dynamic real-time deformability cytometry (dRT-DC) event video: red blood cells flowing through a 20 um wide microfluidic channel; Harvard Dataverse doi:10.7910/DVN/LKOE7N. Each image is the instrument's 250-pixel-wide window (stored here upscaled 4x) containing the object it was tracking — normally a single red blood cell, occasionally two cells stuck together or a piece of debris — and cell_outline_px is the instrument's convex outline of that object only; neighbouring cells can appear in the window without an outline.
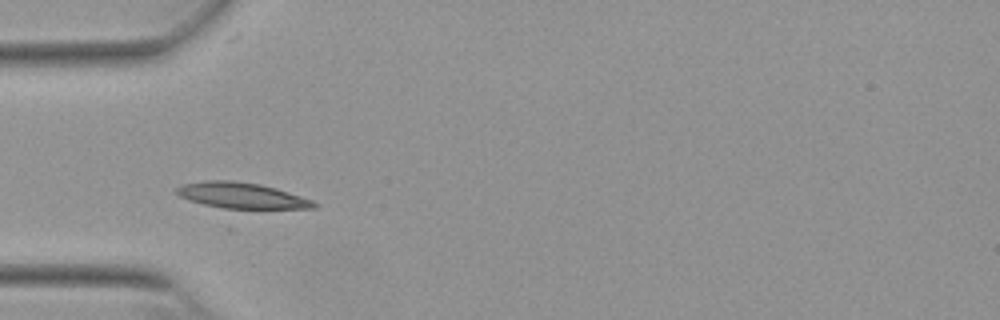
{"species": "Egyptian fruit bat (a non-hibernating species)", "species_latin": "Rousettus aegyptiacus", "temperature_condition": "warm", "stored_images_in_passage": 16, "camera_frame_rate_fps": 3000, "um_per_image_px": 0.085, "animal": {"sex": "female"}, "frame": {"image": 1, "passage_image": 1, "time_ms": 0.0, "image_size_px": [1000, 320], "cell_outline_px": [[320, 204], [316, 208], [224, 208], [204, 204], [188, 200], [180, 196], [176, 192], [176, 188], [184, 184], [204, 180], [232, 180], [260, 184], [276, 188], [312, 200]], "centroid_in_image_um": [20.54, 16.61], "position_along_channel_um": 64.5, "area_um2": 20.46}}
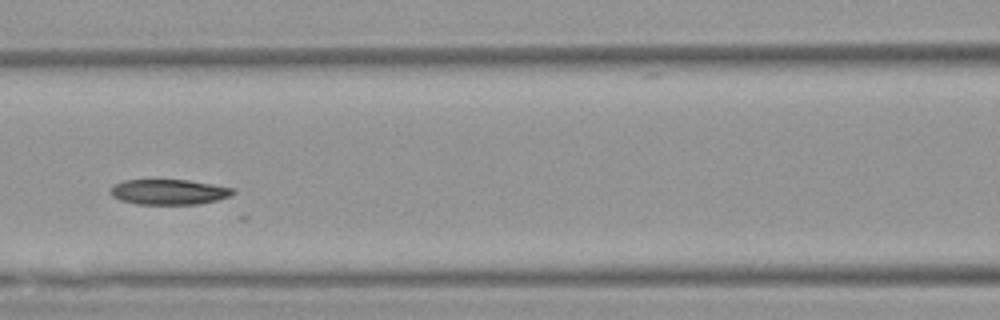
{"frame": {"image": 2, "passage_image": 8, "time_ms": 2.333, "image_size_px": [1000, 320], "cell_outline_px": [[236, 192], [232, 196], [200, 204], [136, 204], [120, 200], [112, 196], [108, 192], [116, 184], [124, 180], [188, 180], [236, 188]], "centroid_in_image_um": [14.4, 16.32], "position_along_channel_um": 152.2, "area_um2": 18.15}}
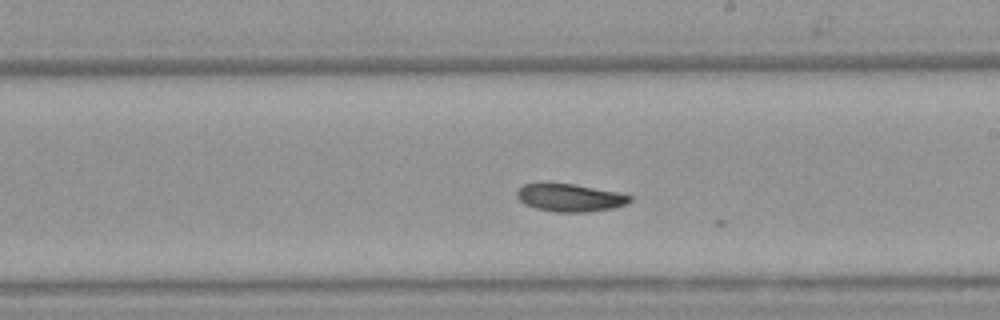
{"frame": {"image": 3, "passage_image": 15, "time_ms": 4.667, "image_size_px": [1000, 320], "cell_outline_px": [[632, 200], [628, 204], [612, 208], [584, 212], [552, 212], [536, 208], [524, 204], [516, 196], [516, 192], [524, 184], [540, 180], [544, 180], [576, 184], [616, 192], [632, 196]], "centroid_in_image_um": [48.37, 16.76], "position_along_channel_um": 240.6, "area_um2": 18.9}}